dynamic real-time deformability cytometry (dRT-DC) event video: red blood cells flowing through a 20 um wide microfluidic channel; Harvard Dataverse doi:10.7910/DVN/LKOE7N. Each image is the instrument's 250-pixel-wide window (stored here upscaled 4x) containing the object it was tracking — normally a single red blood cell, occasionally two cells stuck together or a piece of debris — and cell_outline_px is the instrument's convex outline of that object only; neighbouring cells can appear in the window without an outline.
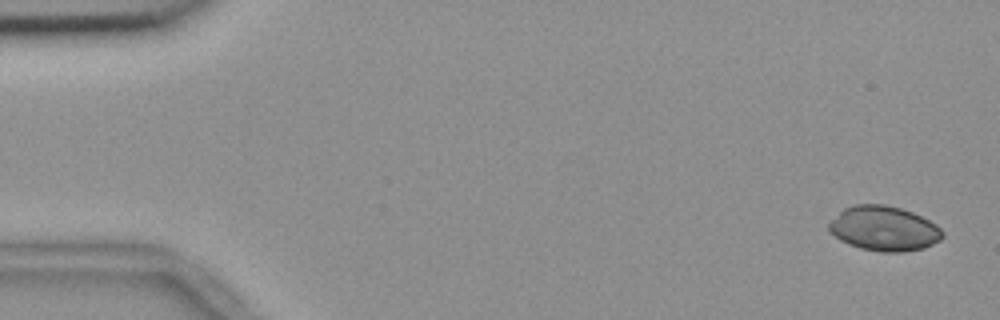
{"species": "common noctule bat (a hibernating species)", "species_latin": "Nyctalus noctula", "temperature_condition": "room temperature", "stored_images_in_passage": 55, "camera_frame_rate_fps": 3000, "um_per_image_px": 0.085, "animal": {"sex": "female", "body_mass_g": 18.4}, "frame": {"image": 1, "passage_image": 2, "time_ms": 0.333, "image_size_px": [1000, 320], "cell_outline_px": [[944, 236], [940, 240], [924, 248], [904, 252], [880, 252], [860, 248], [848, 244], [840, 240], [828, 232], [828, 224], [844, 208], [852, 204], [884, 204], [900, 208], [912, 212], [936, 224], [944, 232]], "centroid_in_image_um": [75.13, 19.43], "position_along_channel_um": 9.9, "area_um2": 29.77}}
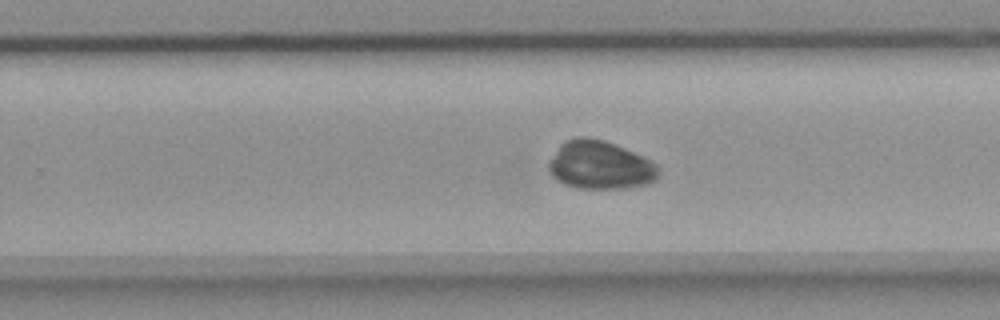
{"frame": {"image": 2, "passage_image": 35, "time_ms": 11.333, "image_size_px": [1000, 320], "cell_outline_px": [[660, 172], [656, 180], [644, 184], [624, 188], [576, 188], [564, 184], [556, 180], [552, 176], [548, 168], [548, 160], [560, 144], [564, 140], [576, 136], [584, 136], [604, 140], [624, 148], [656, 164], [660, 168]], "centroid_in_image_um": [50.95, 14.03], "position_along_channel_um": 278.8, "area_um2": 30.98}}
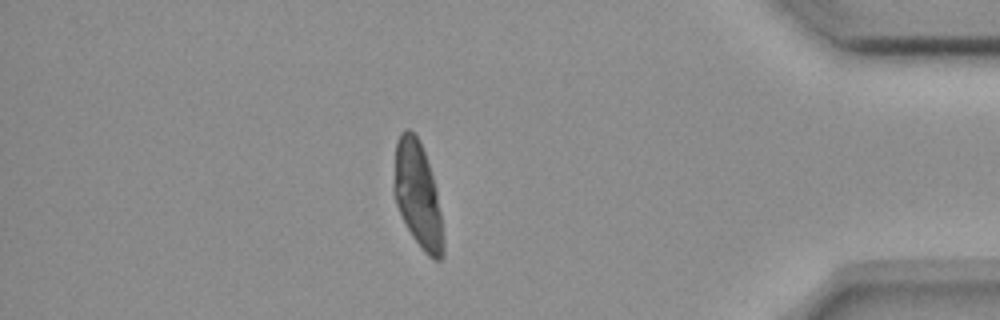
{"frame": {"image": 3, "passage_image": 48, "time_ms": 15.667, "image_size_px": [1000, 320], "cell_outline_px": [[444, 256], [440, 260], [432, 260], [424, 252], [412, 236], [396, 204], [392, 192], [392, 188], [396, 140], [400, 132], [404, 128], [408, 128], [420, 140], [432, 176], [436, 192], [440, 212], [444, 240]], "centroid_in_image_um": [35.48, 16.57], "position_along_channel_um": 399.7, "area_um2": 30.46}}